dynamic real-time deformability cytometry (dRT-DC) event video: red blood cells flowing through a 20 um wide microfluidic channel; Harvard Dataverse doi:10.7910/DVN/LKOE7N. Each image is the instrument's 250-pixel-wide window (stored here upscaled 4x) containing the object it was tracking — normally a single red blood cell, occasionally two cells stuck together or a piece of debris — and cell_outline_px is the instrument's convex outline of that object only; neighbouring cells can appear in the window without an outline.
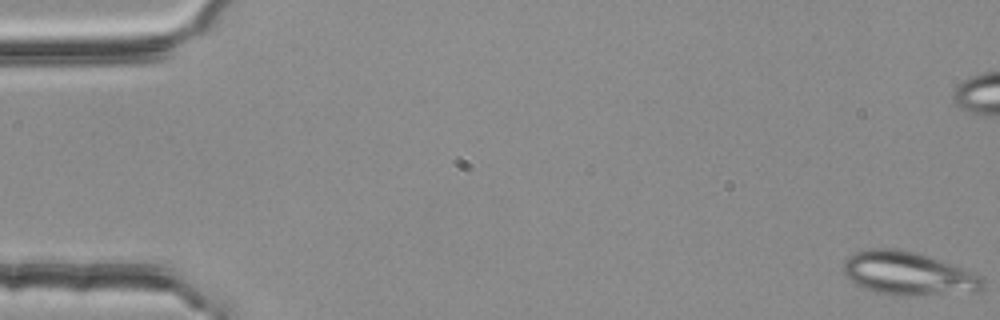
{"species": "common noctule bat (a hibernating species)", "species_latin": "Nyctalus noctula", "temperature_condition": "room temperature", "stored_images_in_passage": 54, "camera_frame_rate_fps": 3000, "um_per_image_px": 0.085, "animal": {"sex": "female", "body_mass_g": 25.1}, "frame": {"image": 1, "passage_image": 1, "time_ms": 0.0, "image_size_px": [1000, 320], "cell_outline_px": [[984, 288], [980, 292], [904, 296], [892, 296], [876, 292], [864, 288], [848, 280], [844, 272], [844, 260], [848, 256], [856, 252], [868, 248], [896, 248], [916, 252], [976, 272], [984, 280]], "centroid_in_image_um": [77.22, 23.26], "position_along_channel_um": 7.8, "area_um2": 35.78}}
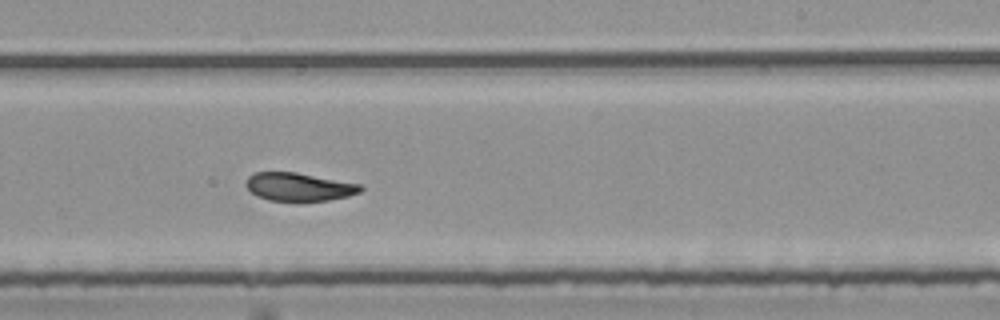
{"frame": {"image": 2, "passage_image": 34, "time_ms": 11.0, "image_size_px": [1000, 320], "cell_outline_px": [[364, 188], [360, 192], [348, 196], [328, 200], [268, 200], [256, 196], [244, 184], [248, 176], [256, 172], [296, 172], [360, 184]], "centroid_in_image_um": [25.39, 15.87], "position_along_channel_um": 263.6, "area_um2": 18.61}}
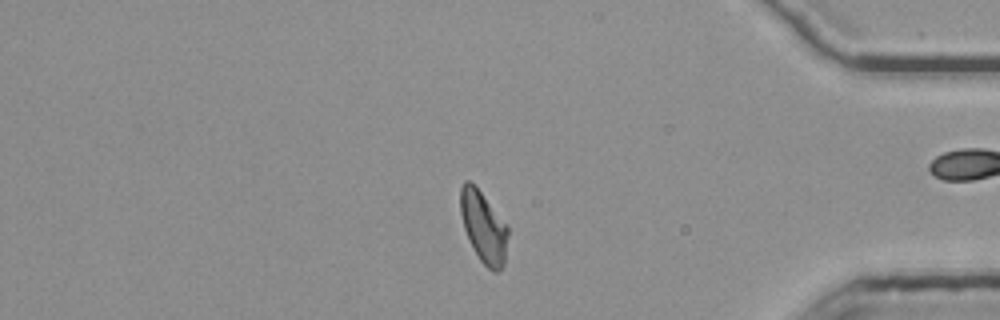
{"frame": {"image": 3, "passage_image": 47, "time_ms": 15.333, "image_size_px": [1000, 320], "cell_outline_px": [[508, 236], [504, 264], [500, 272], [492, 272], [480, 260], [472, 248], [468, 240], [464, 228], [460, 212], [460, 188], [464, 180], [468, 180], [480, 192], [508, 224]], "centroid_in_image_um": [41.11, 19.33], "position_along_channel_um": 394.1, "area_um2": 19.88}, "authors_computed_cell_mechanics": {"area_um2": 20.3167, "velocity_mm_per_s": 3.7298, "shape_relaxation_time_tau1_ms": null, "shape_relaxation_time_tau2_ms": 1.8527, "deformation_change_tau1": null, "deformation_change_tau2": 0.076}}